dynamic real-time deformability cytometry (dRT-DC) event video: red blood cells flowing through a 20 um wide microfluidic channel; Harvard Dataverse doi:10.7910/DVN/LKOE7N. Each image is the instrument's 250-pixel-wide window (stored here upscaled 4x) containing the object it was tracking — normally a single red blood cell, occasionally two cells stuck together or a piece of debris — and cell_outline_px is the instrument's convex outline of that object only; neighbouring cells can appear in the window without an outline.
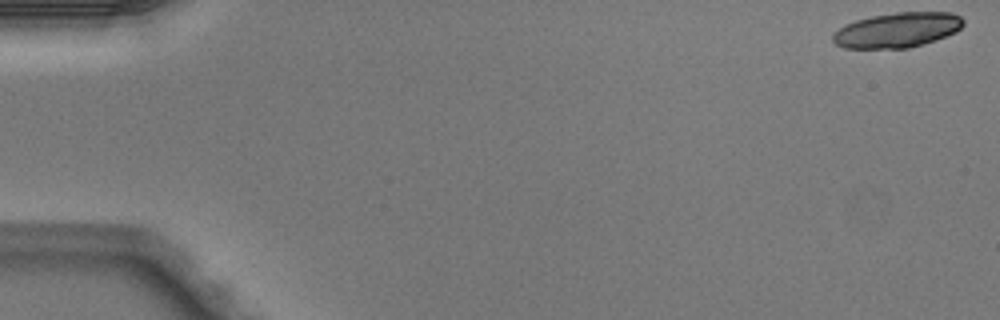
{"species": "Egyptian fruit bat (a non-hibernating species)", "species_latin": "Rousettus aegyptiacus", "temperature_condition": "warm", "stored_images_in_passage": 3, "camera_frame_rate_fps": 3000, "um_per_image_px": 0.085, "animal": {"sex": "male"}, "frame": {"image": 1, "passage_image": 1, "time_ms": 0.0, "image_size_px": [1000, 320], "cell_outline_px": [[964, 24], [956, 32], [936, 40], [924, 44], [908, 48], [844, 48], [836, 44], [832, 40], [832, 36], [844, 24], [856, 20], [872, 16], [896, 12], [952, 12], [960, 16], [964, 20]], "centroid_in_image_um": [76.29, 2.55], "position_along_channel_um": 8.7, "area_um2": 26.65}}